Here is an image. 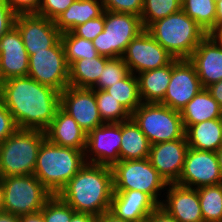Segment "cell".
Returning a JSON list of instances; mask_svg holds the SVG:
<instances>
[{
    "label": "cell",
    "mask_w": 222,
    "mask_h": 222,
    "mask_svg": "<svg viewBox=\"0 0 222 222\" xmlns=\"http://www.w3.org/2000/svg\"><path fill=\"white\" fill-rule=\"evenodd\" d=\"M60 93L28 76L12 77L2 81L0 99L18 128L45 131L60 107Z\"/></svg>",
    "instance_id": "obj_1"
},
{
    "label": "cell",
    "mask_w": 222,
    "mask_h": 222,
    "mask_svg": "<svg viewBox=\"0 0 222 222\" xmlns=\"http://www.w3.org/2000/svg\"><path fill=\"white\" fill-rule=\"evenodd\" d=\"M113 192L111 167L85 163L58 196L76 212L98 217L110 211Z\"/></svg>",
    "instance_id": "obj_2"
},
{
    "label": "cell",
    "mask_w": 222,
    "mask_h": 222,
    "mask_svg": "<svg viewBox=\"0 0 222 222\" xmlns=\"http://www.w3.org/2000/svg\"><path fill=\"white\" fill-rule=\"evenodd\" d=\"M85 163L84 151L45 139L38 150L34 175L53 195H58Z\"/></svg>",
    "instance_id": "obj_3"
},
{
    "label": "cell",
    "mask_w": 222,
    "mask_h": 222,
    "mask_svg": "<svg viewBox=\"0 0 222 222\" xmlns=\"http://www.w3.org/2000/svg\"><path fill=\"white\" fill-rule=\"evenodd\" d=\"M146 30L175 59H189L208 35L182 9L153 22Z\"/></svg>",
    "instance_id": "obj_4"
},
{
    "label": "cell",
    "mask_w": 222,
    "mask_h": 222,
    "mask_svg": "<svg viewBox=\"0 0 222 222\" xmlns=\"http://www.w3.org/2000/svg\"><path fill=\"white\" fill-rule=\"evenodd\" d=\"M44 131L18 128L0 144V177L33 175Z\"/></svg>",
    "instance_id": "obj_5"
},
{
    "label": "cell",
    "mask_w": 222,
    "mask_h": 222,
    "mask_svg": "<svg viewBox=\"0 0 222 222\" xmlns=\"http://www.w3.org/2000/svg\"><path fill=\"white\" fill-rule=\"evenodd\" d=\"M3 212L21 216L39 212L53 194L33 175L0 177Z\"/></svg>",
    "instance_id": "obj_6"
},
{
    "label": "cell",
    "mask_w": 222,
    "mask_h": 222,
    "mask_svg": "<svg viewBox=\"0 0 222 222\" xmlns=\"http://www.w3.org/2000/svg\"><path fill=\"white\" fill-rule=\"evenodd\" d=\"M131 118L151 145L185 137L181 113L160 103H142Z\"/></svg>",
    "instance_id": "obj_7"
},
{
    "label": "cell",
    "mask_w": 222,
    "mask_h": 222,
    "mask_svg": "<svg viewBox=\"0 0 222 222\" xmlns=\"http://www.w3.org/2000/svg\"><path fill=\"white\" fill-rule=\"evenodd\" d=\"M111 169L113 190H138L148 194L158 205L161 204L159 193L162 189L166 190L168 183L151 165L148 158L119 161Z\"/></svg>",
    "instance_id": "obj_8"
},
{
    "label": "cell",
    "mask_w": 222,
    "mask_h": 222,
    "mask_svg": "<svg viewBox=\"0 0 222 222\" xmlns=\"http://www.w3.org/2000/svg\"><path fill=\"white\" fill-rule=\"evenodd\" d=\"M143 30L140 16L105 10L104 30L92 42L99 55L119 58Z\"/></svg>",
    "instance_id": "obj_9"
},
{
    "label": "cell",
    "mask_w": 222,
    "mask_h": 222,
    "mask_svg": "<svg viewBox=\"0 0 222 222\" xmlns=\"http://www.w3.org/2000/svg\"><path fill=\"white\" fill-rule=\"evenodd\" d=\"M28 77L59 92L69 86V66L61 39L53 47L29 56Z\"/></svg>",
    "instance_id": "obj_10"
},
{
    "label": "cell",
    "mask_w": 222,
    "mask_h": 222,
    "mask_svg": "<svg viewBox=\"0 0 222 222\" xmlns=\"http://www.w3.org/2000/svg\"><path fill=\"white\" fill-rule=\"evenodd\" d=\"M122 59L129 72L137 75L164 67L175 58L145 29L127 45Z\"/></svg>",
    "instance_id": "obj_11"
},
{
    "label": "cell",
    "mask_w": 222,
    "mask_h": 222,
    "mask_svg": "<svg viewBox=\"0 0 222 222\" xmlns=\"http://www.w3.org/2000/svg\"><path fill=\"white\" fill-rule=\"evenodd\" d=\"M177 184L190 188L222 184L216 152L188 149Z\"/></svg>",
    "instance_id": "obj_12"
},
{
    "label": "cell",
    "mask_w": 222,
    "mask_h": 222,
    "mask_svg": "<svg viewBox=\"0 0 222 222\" xmlns=\"http://www.w3.org/2000/svg\"><path fill=\"white\" fill-rule=\"evenodd\" d=\"M121 122L103 123L87 134L85 162L112 167L120 161Z\"/></svg>",
    "instance_id": "obj_13"
},
{
    "label": "cell",
    "mask_w": 222,
    "mask_h": 222,
    "mask_svg": "<svg viewBox=\"0 0 222 222\" xmlns=\"http://www.w3.org/2000/svg\"><path fill=\"white\" fill-rule=\"evenodd\" d=\"M201 89L199 77L189 59H174L170 82L160 104L180 112Z\"/></svg>",
    "instance_id": "obj_14"
},
{
    "label": "cell",
    "mask_w": 222,
    "mask_h": 222,
    "mask_svg": "<svg viewBox=\"0 0 222 222\" xmlns=\"http://www.w3.org/2000/svg\"><path fill=\"white\" fill-rule=\"evenodd\" d=\"M14 26L20 32L29 56L53 47L61 39L55 22L38 14L16 15Z\"/></svg>",
    "instance_id": "obj_15"
},
{
    "label": "cell",
    "mask_w": 222,
    "mask_h": 222,
    "mask_svg": "<svg viewBox=\"0 0 222 222\" xmlns=\"http://www.w3.org/2000/svg\"><path fill=\"white\" fill-rule=\"evenodd\" d=\"M60 107L88 134L104 122L99 114L95 90L66 87L60 93Z\"/></svg>",
    "instance_id": "obj_16"
},
{
    "label": "cell",
    "mask_w": 222,
    "mask_h": 222,
    "mask_svg": "<svg viewBox=\"0 0 222 222\" xmlns=\"http://www.w3.org/2000/svg\"><path fill=\"white\" fill-rule=\"evenodd\" d=\"M188 149L185 136L181 139L151 145L148 159L168 184L176 183L183 170Z\"/></svg>",
    "instance_id": "obj_17"
},
{
    "label": "cell",
    "mask_w": 222,
    "mask_h": 222,
    "mask_svg": "<svg viewBox=\"0 0 222 222\" xmlns=\"http://www.w3.org/2000/svg\"><path fill=\"white\" fill-rule=\"evenodd\" d=\"M29 55L18 29L13 26L0 38V76L5 81L12 77H26Z\"/></svg>",
    "instance_id": "obj_18"
},
{
    "label": "cell",
    "mask_w": 222,
    "mask_h": 222,
    "mask_svg": "<svg viewBox=\"0 0 222 222\" xmlns=\"http://www.w3.org/2000/svg\"><path fill=\"white\" fill-rule=\"evenodd\" d=\"M202 88L222 80V46L208 34L189 57Z\"/></svg>",
    "instance_id": "obj_19"
},
{
    "label": "cell",
    "mask_w": 222,
    "mask_h": 222,
    "mask_svg": "<svg viewBox=\"0 0 222 222\" xmlns=\"http://www.w3.org/2000/svg\"><path fill=\"white\" fill-rule=\"evenodd\" d=\"M166 199L160 206L179 222H203L198 191L195 188L170 183Z\"/></svg>",
    "instance_id": "obj_20"
},
{
    "label": "cell",
    "mask_w": 222,
    "mask_h": 222,
    "mask_svg": "<svg viewBox=\"0 0 222 222\" xmlns=\"http://www.w3.org/2000/svg\"><path fill=\"white\" fill-rule=\"evenodd\" d=\"M158 204L138 190H114L110 212L130 222H145Z\"/></svg>",
    "instance_id": "obj_21"
},
{
    "label": "cell",
    "mask_w": 222,
    "mask_h": 222,
    "mask_svg": "<svg viewBox=\"0 0 222 222\" xmlns=\"http://www.w3.org/2000/svg\"><path fill=\"white\" fill-rule=\"evenodd\" d=\"M44 132L46 139L55 145L86 150L87 133L61 107Z\"/></svg>",
    "instance_id": "obj_22"
},
{
    "label": "cell",
    "mask_w": 222,
    "mask_h": 222,
    "mask_svg": "<svg viewBox=\"0 0 222 222\" xmlns=\"http://www.w3.org/2000/svg\"><path fill=\"white\" fill-rule=\"evenodd\" d=\"M185 136L190 148L216 152L222 146L221 118L190 125L185 130Z\"/></svg>",
    "instance_id": "obj_23"
},
{
    "label": "cell",
    "mask_w": 222,
    "mask_h": 222,
    "mask_svg": "<svg viewBox=\"0 0 222 222\" xmlns=\"http://www.w3.org/2000/svg\"><path fill=\"white\" fill-rule=\"evenodd\" d=\"M103 12L101 0H75L54 22L61 33L70 32L76 26L98 18Z\"/></svg>",
    "instance_id": "obj_24"
},
{
    "label": "cell",
    "mask_w": 222,
    "mask_h": 222,
    "mask_svg": "<svg viewBox=\"0 0 222 222\" xmlns=\"http://www.w3.org/2000/svg\"><path fill=\"white\" fill-rule=\"evenodd\" d=\"M172 75V62L164 67L136 75L142 103H160L165 96Z\"/></svg>",
    "instance_id": "obj_25"
},
{
    "label": "cell",
    "mask_w": 222,
    "mask_h": 222,
    "mask_svg": "<svg viewBox=\"0 0 222 222\" xmlns=\"http://www.w3.org/2000/svg\"><path fill=\"white\" fill-rule=\"evenodd\" d=\"M185 130L193 124L222 117V108L206 88H202L180 111Z\"/></svg>",
    "instance_id": "obj_26"
},
{
    "label": "cell",
    "mask_w": 222,
    "mask_h": 222,
    "mask_svg": "<svg viewBox=\"0 0 222 222\" xmlns=\"http://www.w3.org/2000/svg\"><path fill=\"white\" fill-rule=\"evenodd\" d=\"M150 146L148 138L132 118L121 122L120 161L146 159Z\"/></svg>",
    "instance_id": "obj_27"
},
{
    "label": "cell",
    "mask_w": 222,
    "mask_h": 222,
    "mask_svg": "<svg viewBox=\"0 0 222 222\" xmlns=\"http://www.w3.org/2000/svg\"><path fill=\"white\" fill-rule=\"evenodd\" d=\"M110 58L98 55L74 61L69 66V86L91 89Z\"/></svg>",
    "instance_id": "obj_28"
},
{
    "label": "cell",
    "mask_w": 222,
    "mask_h": 222,
    "mask_svg": "<svg viewBox=\"0 0 222 222\" xmlns=\"http://www.w3.org/2000/svg\"><path fill=\"white\" fill-rule=\"evenodd\" d=\"M131 114L142 104L136 75L129 72L123 79L105 89Z\"/></svg>",
    "instance_id": "obj_29"
},
{
    "label": "cell",
    "mask_w": 222,
    "mask_h": 222,
    "mask_svg": "<svg viewBox=\"0 0 222 222\" xmlns=\"http://www.w3.org/2000/svg\"><path fill=\"white\" fill-rule=\"evenodd\" d=\"M182 10L207 34H211L216 29L214 0H182Z\"/></svg>",
    "instance_id": "obj_30"
},
{
    "label": "cell",
    "mask_w": 222,
    "mask_h": 222,
    "mask_svg": "<svg viewBox=\"0 0 222 222\" xmlns=\"http://www.w3.org/2000/svg\"><path fill=\"white\" fill-rule=\"evenodd\" d=\"M203 222H222V184L197 188Z\"/></svg>",
    "instance_id": "obj_31"
},
{
    "label": "cell",
    "mask_w": 222,
    "mask_h": 222,
    "mask_svg": "<svg viewBox=\"0 0 222 222\" xmlns=\"http://www.w3.org/2000/svg\"><path fill=\"white\" fill-rule=\"evenodd\" d=\"M95 98L104 123H120L131 118V113L105 90H95Z\"/></svg>",
    "instance_id": "obj_32"
},
{
    "label": "cell",
    "mask_w": 222,
    "mask_h": 222,
    "mask_svg": "<svg viewBox=\"0 0 222 222\" xmlns=\"http://www.w3.org/2000/svg\"><path fill=\"white\" fill-rule=\"evenodd\" d=\"M61 40L68 66L74 61L99 55L92 41L76 36L71 31L61 33Z\"/></svg>",
    "instance_id": "obj_33"
},
{
    "label": "cell",
    "mask_w": 222,
    "mask_h": 222,
    "mask_svg": "<svg viewBox=\"0 0 222 222\" xmlns=\"http://www.w3.org/2000/svg\"><path fill=\"white\" fill-rule=\"evenodd\" d=\"M182 9V0H145L141 12L144 29L153 22L177 13Z\"/></svg>",
    "instance_id": "obj_34"
},
{
    "label": "cell",
    "mask_w": 222,
    "mask_h": 222,
    "mask_svg": "<svg viewBox=\"0 0 222 222\" xmlns=\"http://www.w3.org/2000/svg\"><path fill=\"white\" fill-rule=\"evenodd\" d=\"M128 73L127 64L123 61L122 57L110 58L106 62L97 83L91 89L105 90L123 79Z\"/></svg>",
    "instance_id": "obj_35"
},
{
    "label": "cell",
    "mask_w": 222,
    "mask_h": 222,
    "mask_svg": "<svg viewBox=\"0 0 222 222\" xmlns=\"http://www.w3.org/2000/svg\"><path fill=\"white\" fill-rule=\"evenodd\" d=\"M40 211L45 222H70L76 212L58 195H53Z\"/></svg>",
    "instance_id": "obj_36"
},
{
    "label": "cell",
    "mask_w": 222,
    "mask_h": 222,
    "mask_svg": "<svg viewBox=\"0 0 222 222\" xmlns=\"http://www.w3.org/2000/svg\"><path fill=\"white\" fill-rule=\"evenodd\" d=\"M104 10L141 16L145 0H101Z\"/></svg>",
    "instance_id": "obj_37"
},
{
    "label": "cell",
    "mask_w": 222,
    "mask_h": 222,
    "mask_svg": "<svg viewBox=\"0 0 222 222\" xmlns=\"http://www.w3.org/2000/svg\"><path fill=\"white\" fill-rule=\"evenodd\" d=\"M105 25V10L101 16L88 20L82 25H78L71 32L79 37L93 41L98 34L103 32Z\"/></svg>",
    "instance_id": "obj_38"
},
{
    "label": "cell",
    "mask_w": 222,
    "mask_h": 222,
    "mask_svg": "<svg viewBox=\"0 0 222 222\" xmlns=\"http://www.w3.org/2000/svg\"><path fill=\"white\" fill-rule=\"evenodd\" d=\"M75 0H42L38 15L55 21Z\"/></svg>",
    "instance_id": "obj_39"
},
{
    "label": "cell",
    "mask_w": 222,
    "mask_h": 222,
    "mask_svg": "<svg viewBox=\"0 0 222 222\" xmlns=\"http://www.w3.org/2000/svg\"><path fill=\"white\" fill-rule=\"evenodd\" d=\"M18 129L12 114L0 99V144Z\"/></svg>",
    "instance_id": "obj_40"
},
{
    "label": "cell",
    "mask_w": 222,
    "mask_h": 222,
    "mask_svg": "<svg viewBox=\"0 0 222 222\" xmlns=\"http://www.w3.org/2000/svg\"><path fill=\"white\" fill-rule=\"evenodd\" d=\"M16 14H37L42 0H4Z\"/></svg>",
    "instance_id": "obj_41"
},
{
    "label": "cell",
    "mask_w": 222,
    "mask_h": 222,
    "mask_svg": "<svg viewBox=\"0 0 222 222\" xmlns=\"http://www.w3.org/2000/svg\"><path fill=\"white\" fill-rule=\"evenodd\" d=\"M16 14L4 0H0V38L7 33L15 23Z\"/></svg>",
    "instance_id": "obj_42"
},
{
    "label": "cell",
    "mask_w": 222,
    "mask_h": 222,
    "mask_svg": "<svg viewBox=\"0 0 222 222\" xmlns=\"http://www.w3.org/2000/svg\"><path fill=\"white\" fill-rule=\"evenodd\" d=\"M145 222H179L165 209L158 205Z\"/></svg>",
    "instance_id": "obj_43"
},
{
    "label": "cell",
    "mask_w": 222,
    "mask_h": 222,
    "mask_svg": "<svg viewBox=\"0 0 222 222\" xmlns=\"http://www.w3.org/2000/svg\"><path fill=\"white\" fill-rule=\"evenodd\" d=\"M211 96L218 102L222 108V80L219 82L213 83L206 88Z\"/></svg>",
    "instance_id": "obj_44"
},
{
    "label": "cell",
    "mask_w": 222,
    "mask_h": 222,
    "mask_svg": "<svg viewBox=\"0 0 222 222\" xmlns=\"http://www.w3.org/2000/svg\"><path fill=\"white\" fill-rule=\"evenodd\" d=\"M70 222H97V216L90 213L75 212Z\"/></svg>",
    "instance_id": "obj_45"
},
{
    "label": "cell",
    "mask_w": 222,
    "mask_h": 222,
    "mask_svg": "<svg viewBox=\"0 0 222 222\" xmlns=\"http://www.w3.org/2000/svg\"><path fill=\"white\" fill-rule=\"evenodd\" d=\"M19 222H45L41 211L19 216Z\"/></svg>",
    "instance_id": "obj_46"
},
{
    "label": "cell",
    "mask_w": 222,
    "mask_h": 222,
    "mask_svg": "<svg viewBox=\"0 0 222 222\" xmlns=\"http://www.w3.org/2000/svg\"><path fill=\"white\" fill-rule=\"evenodd\" d=\"M97 222H130V221L117 218L113 213L107 211L97 217Z\"/></svg>",
    "instance_id": "obj_47"
},
{
    "label": "cell",
    "mask_w": 222,
    "mask_h": 222,
    "mask_svg": "<svg viewBox=\"0 0 222 222\" xmlns=\"http://www.w3.org/2000/svg\"><path fill=\"white\" fill-rule=\"evenodd\" d=\"M0 222H19V216L11 213L0 212Z\"/></svg>",
    "instance_id": "obj_48"
},
{
    "label": "cell",
    "mask_w": 222,
    "mask_h": 222,
    "mask_svg": "<svg viewBox=\"0 0 222 222\" xmlns=\"http://www.w3.org/2000/svg\"><path fill=\"white\" fill-rule=\"evenodd\" d=\"M222 25V0L216 3V28Z\"/></svg>",
    "instance_id": "obj_49"
},
{
    "label": "cell",
    "mask_w": 222,
    "mask_h": 222,
    "mask_svg": "<svg viewBox=\"0 0 222 222\" xmlns=\"http://www.w3.org/2000/svg\"><path fill=\"white\" fill-rule=\"evenodd\" d=\"M211 35L216 39V41L222 46V25L218 26Z\"/></svg>",
    "instance_id": "obj_50"
},
{
    "label": "cell",
    "mask_w": 222,
    "mask_h": 222,
    "mask_svg": "<svg viewBox=\"0 0 222 222\" xmlns=\"http://www.w3.org/2000/svg\"><path fill=\"white\" fill-rule=\"evenodd\" d=\"M216 155L218 158V163H219L220 171L222 174V146L216 151Z\"/></svg>",
    "instance_id": "obj_51"
},
{
    "label": "cell",
    "mask_w": 222,
    "mask_h": 222,
    "mask_svg": "<svg viewBox=\"0 0 222 222\" xmlns=\"http://www.w3.org/2000/svg\"><path fill=\"white\" fill-rule=\"evenodd\" d=\"M0 212H3V187L0 179Z\"/></svg>",
    "instance_id": "obj_52"
},
{
    "label": "cell",
    "mask_w": 222,
    "mask_h": 222,
    "mask_svg": "<svg viewBox=\"0 0 222 222\" xmlns=\"http://www.w3.org/2000/svg\"><path fill=\"white\" fill-rule=\"evenodd\" d=\"M1 84H2V80H1V76H0V88H1Z\"/></svg>",
    "instance_id": "obj_53"
}]
</instances>
